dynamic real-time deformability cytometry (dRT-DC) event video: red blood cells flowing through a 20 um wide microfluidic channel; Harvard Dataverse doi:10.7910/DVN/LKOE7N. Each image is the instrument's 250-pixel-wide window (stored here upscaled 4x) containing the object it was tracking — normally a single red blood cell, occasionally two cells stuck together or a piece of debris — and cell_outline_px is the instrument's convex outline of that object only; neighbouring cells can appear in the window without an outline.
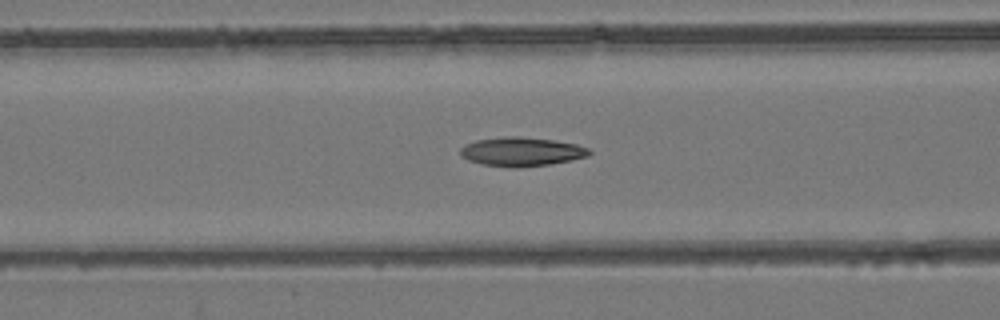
{"species": "common noctule bat (a hibernating species)", "species_latin": "Nyctalus noctula", "temperature_condition": "room temperature", "stored_images_in_passage": 46, "camera_frame_rate_fps": 3000, "um_per_image_px": 0.085, "animal": {"sex": "female", "body_mass_g": 24.6, "forearm_length_mm": 56.2}, "frame": {"image": 1, "passage_image": 14, "time_ms": 4.333, "image_size_px": [1000, 320], "cell_outline_px": [[592, 152], [588, 156], [572, 160], [548, 164], [516, 168], [480, 164], [468, 160], [460, 156], [460, 148], [464, 144], [476, 140], [508, 136], [516, 136], [552, 140], [576, 144], [588, 148]], "centroid_in_image_um": [44.29, 12.9], "position_along_channel_um": 122.3, "area_um2": 21.73}}
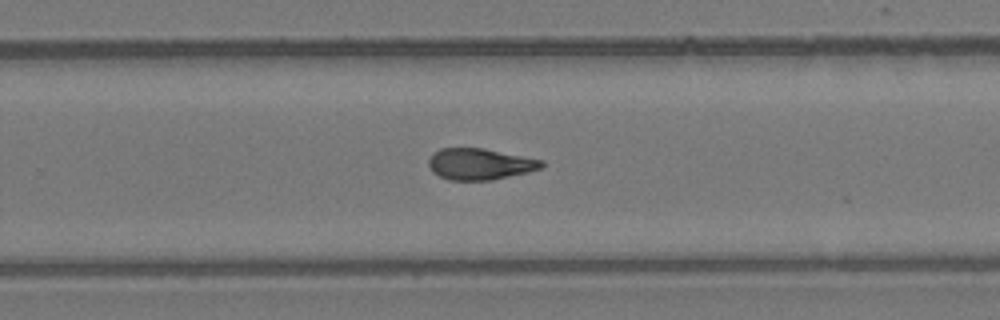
{"frame": {"image": 2, "passage_image": 27, "time_ms": 8.667, "image_size_px": [1000, 320], "cell_outline_px": [[544, 164], [540, 168], [528, 172], [492, 180], [448, 180], [432, 172], [428, 164], [428, 160], [432, 152], [440, 148], [484, 148], [544, 160]], "centroid_in_image_um": [40.76, 13.94], "position_along_channel_um": 289.0, "area_um2": 20.75}}
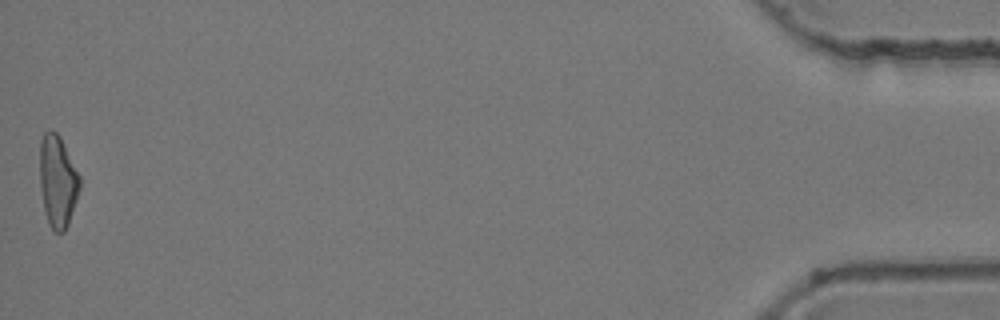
{"frame": {"image": 3, "passage_image": 46, "time_ms": 15.0, "image_size_px": [1000, 320], "cell_outline_px": [[80, 188], [68, 224], [64, 232], [56, 232], [48, 224], [44, 212], [40, 188], [40, 140], [44, 132], [48, 128], [52, 128], [60, 136], [80, 176]], "centroid_in_image_um": [4.88, 15.37], "position_along_channel_um": 430.3, "area_um2": 21.56}, "authors_computed_cell_mechanics": {"area_um2": 21.2126, "velocity_mm_per_s": 3.855, "shape_relaxation_time_tau1_ms": null, "shape_relaxation_time_tau2_ms": 3.5878, "deformation_change_tau1": null, "deformation_change_tau2": 0.1062}}